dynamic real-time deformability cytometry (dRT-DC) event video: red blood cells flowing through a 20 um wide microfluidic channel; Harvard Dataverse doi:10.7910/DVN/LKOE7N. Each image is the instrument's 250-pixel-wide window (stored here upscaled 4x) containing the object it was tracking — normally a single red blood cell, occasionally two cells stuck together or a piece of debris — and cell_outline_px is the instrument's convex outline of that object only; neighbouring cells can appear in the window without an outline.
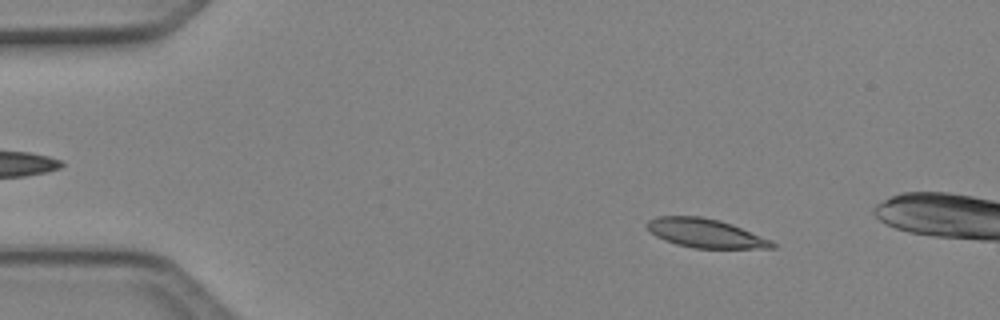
{"species": "Egyptian fruit bat (a non-hibernating species)", "species_latin": "Rousettus aegyptiacus", "temperature_condition": "cold", "stored_images_in_passage": 3, "camera_frame_rate_fps": 3000, "um_per_image_px": 0.085, "animal": {"sex": "female"}, "frame": {"image": 1, "passage_image": 1, "time_ms": 0.0, "image_size_px": [1000, 320], "cell_outline_px": [[776, 248], [696, 248], [676, 244], [664, 240], [656, 236], [648, 228], [648, 220], [656, 216], [700, 216], [720, 220], [732, 224], [772, 240], [776, 244]], "centroid_in_image_um": [59.99, 19.82], "position_along_channel_um": 25.0, "area_um2": 20.98}}